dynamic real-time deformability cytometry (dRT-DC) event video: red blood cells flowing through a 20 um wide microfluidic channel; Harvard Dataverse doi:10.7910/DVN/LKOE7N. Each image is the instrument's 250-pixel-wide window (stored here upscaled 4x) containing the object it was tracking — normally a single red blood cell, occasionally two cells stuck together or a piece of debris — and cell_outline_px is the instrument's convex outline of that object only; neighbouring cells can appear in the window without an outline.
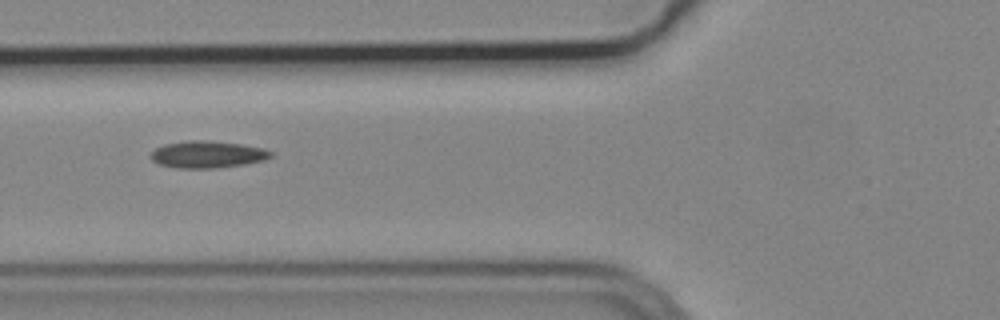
{"species": "common noctule bat (a hibernating species)", "species_latin": "Nyctalus noctula", "temperature_condition": "cold", "stored_images_in_passage": 8, "camera_frame_rate_fps": 3000, "um_per_image_px": 0.085, "animal": {"sex": "male", "body_mass_g": 19.2, "forearm_length_mm": 51.8}, "frame": {"image": 1, "passage_image": 3, "time_ms": 0.667, "image_size_px": [1000, 320], "cell_outline_px": [[272, 156], [264, 160], [244, 164], [216, 168], [176, 168], [160, 164], [152, 160], [152, 152], [156, 148], [164, 144], [188, 140], [208, 140], [240, 144], [264, 148], [272, 152]], "centroid_in_image_um": [17.64, 13.12], "position_along_channel_um": 108.2, "area_um2": 18.79}}
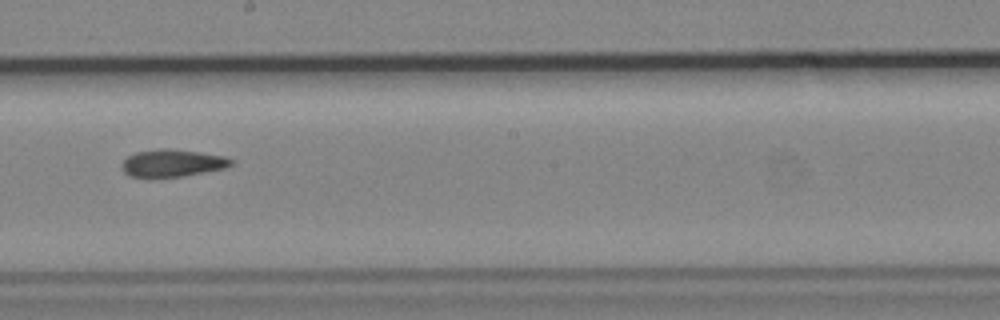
{"frame": {"image": 2, "passage_image": 6, "time_ms": 1.667, "image_size_px": [1000, 320], "cell_outline_px": [[236, 160], [232, 164], [224, 168], [204, 172], [180, 176], [152, 180], [148, 180], [128, 176], [120, 168], [120, 164], [128, 156], [136, 152], [160, 148], [168, 148], [200, 152], [224, 156]], "centroid_in_image_um": [14.57, 13.89], "position_along_channel_um": 233.6, "area_um2": 18.09}}
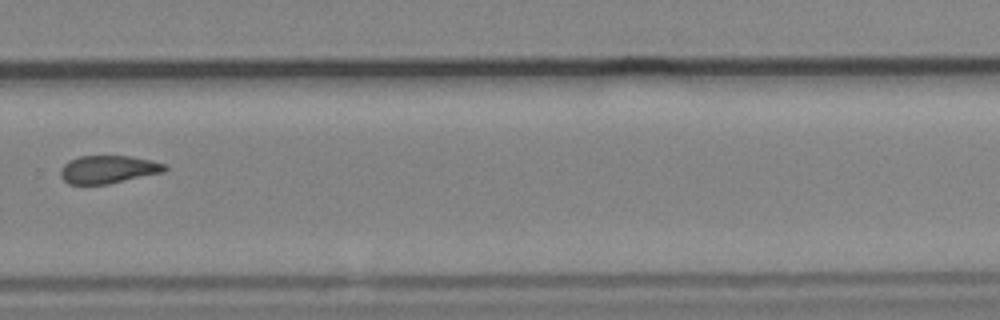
{"frame": {"image": 3, "passage_image": 8, "time_ms": 2.333, "image_size_px": [1000, 320], "cell_outline_px": [[168, 168], [164, 172], [108, 184], [68, 184], [60, 176], [60, 168], [68, 160], [80, 156], [128, 156], [148, 160], [164, 164]], "centroid_in_image_um": [9.15, 14.4], "position_along_channel_um": 320.7, "area_um2": 16.88}}